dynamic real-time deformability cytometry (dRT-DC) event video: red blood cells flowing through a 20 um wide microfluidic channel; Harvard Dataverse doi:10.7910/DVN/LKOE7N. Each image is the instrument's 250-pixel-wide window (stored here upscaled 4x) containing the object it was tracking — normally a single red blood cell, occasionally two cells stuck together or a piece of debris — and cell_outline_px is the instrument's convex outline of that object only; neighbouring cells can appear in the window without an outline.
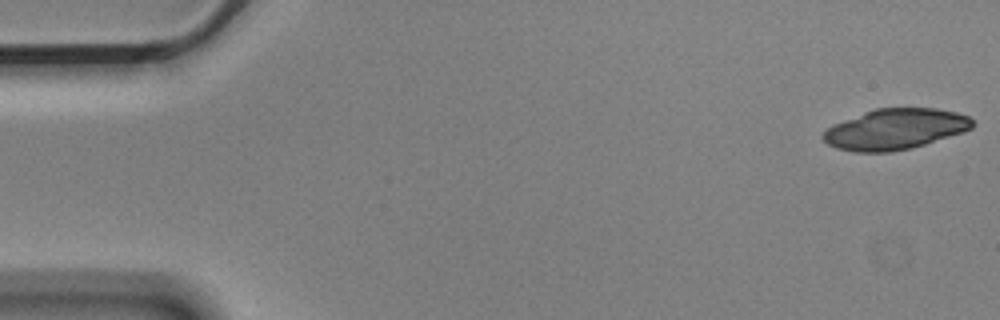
{"species": "Egyptian fruit bat (a non-hibernating species)", "species_latin": "Rousettus aegyptiacus", "temperature_condition": "cold", "stored_images_in_passage": 6, "camera_frame_rate_fps": 3000, "um_per_image_px": 0.085, "animal": {"sex": "male"}, "frame": {"image": 1, "passage_image": 1, "time_ms": 0.0, "image_size_px": [1000, 320], "cell_outline_px": [[976, 124], [972, 128], [964, 132], [924, 144], [908, 148], [888, 152], [852, 152], [836, 148], [828, 144], [820, 136], [832, 124], [864, 112], [876, 108], [936, 108], [956, 112], [968, 116]], "centroid_in_image_um": [76.08, 10.97], "position_along_channel_um": 8.9, "area_um2": 35.37}}